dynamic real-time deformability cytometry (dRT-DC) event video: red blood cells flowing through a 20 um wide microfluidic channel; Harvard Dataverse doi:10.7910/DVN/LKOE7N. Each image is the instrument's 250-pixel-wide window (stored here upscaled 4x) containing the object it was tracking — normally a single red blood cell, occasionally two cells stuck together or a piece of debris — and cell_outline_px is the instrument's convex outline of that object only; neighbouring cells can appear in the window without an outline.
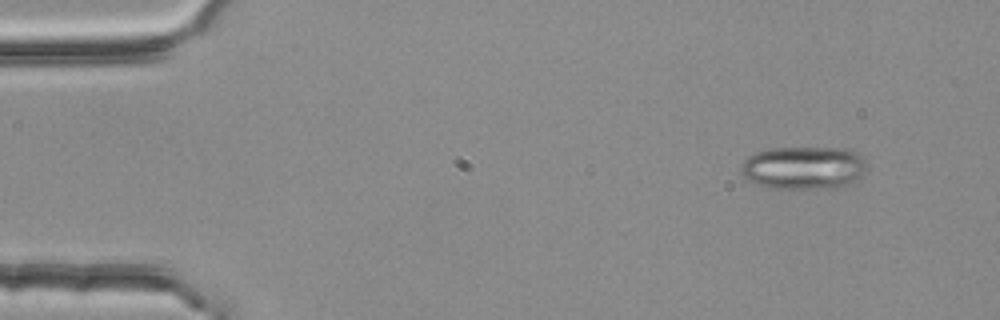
{"species": "common noctule bat (a hibernating species)", "species_latin": "Nyctalus noctula", "temperature_condition": "room temperature", "stored_images_in_passage": 5, "camera_frame_rate_fps": 3000, "um_per_image_px": 0.085, "animal": {"sex": "female", "body_mass_g": 25.1}, "frame": {"image": 1, "passage_image": 1, "time_ms": 0.0, "image_size_px": [1000, 320], "cell_outline_px": [[864, 172], [856, 180], [848, 184], [836, 188], [768, 188], [748, 180], [740, 172], [740, 168], [744, 160], [748, 156], [756, 152], [772, 148], [848, 148], [860, 152], [864, 160]], "centroid_in_image_um": [68.3, 14.25], "position_along_channel_um": 16.7, "area_um2": 31.62}}